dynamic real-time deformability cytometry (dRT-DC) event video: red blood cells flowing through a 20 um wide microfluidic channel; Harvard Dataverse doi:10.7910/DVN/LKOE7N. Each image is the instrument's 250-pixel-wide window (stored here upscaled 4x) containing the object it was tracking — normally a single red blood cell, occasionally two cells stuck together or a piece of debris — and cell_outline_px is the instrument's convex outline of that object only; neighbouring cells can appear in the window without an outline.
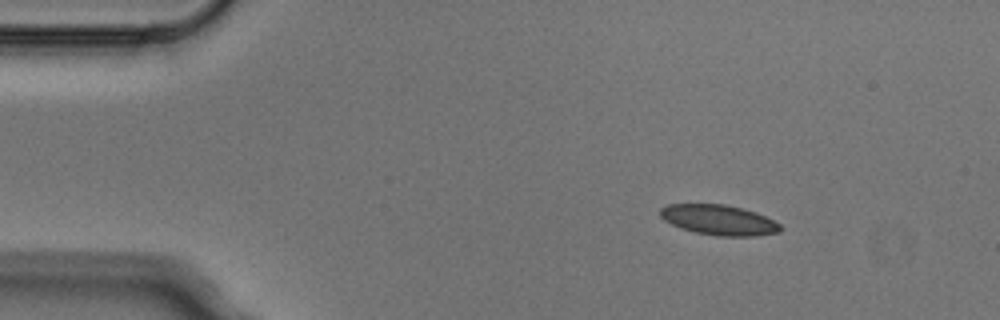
{"species": "Egyptian fruit bat (a non-hibernating species)", "species_latin": "Rousettus aegyptiacus", "temperature_condition": "cold", "stored_images_in_passage": 3, "camera_frame_rate_fps": 3000, "um_per_image_px": 0.085, "animal": {"sex": "male"}, "frame": {"image": 1, "passage_image": 1, "time_ms": 0.0, "image_size_px": [1000, 320], "cell_outline_px": [[780, 232], [756, 236], [716, 236], [696, 232], [680, 228], [664, 220], [660, 216], [660, 208], [668, 204], [724, 204], [756, 212], [780, 224]], "centroid_in_image_um": [61.08, 18.7], "position_along_channel_um": 23.9, "area_um2": 21.04}}